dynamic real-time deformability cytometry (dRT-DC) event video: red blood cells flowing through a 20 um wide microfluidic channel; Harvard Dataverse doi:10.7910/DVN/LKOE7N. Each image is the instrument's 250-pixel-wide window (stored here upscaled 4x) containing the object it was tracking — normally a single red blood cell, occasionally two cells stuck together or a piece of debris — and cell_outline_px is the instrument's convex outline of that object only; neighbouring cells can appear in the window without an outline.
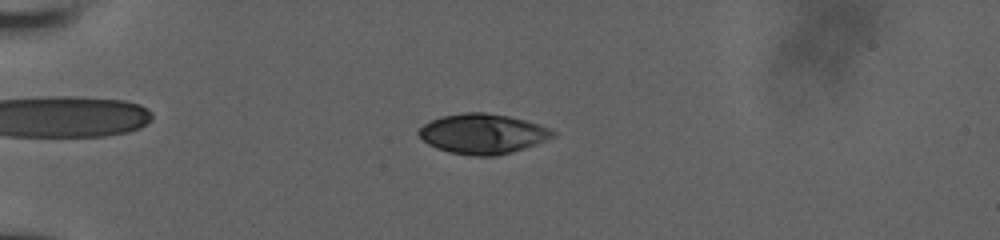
{"species": "human", "species_latin": "Homo sapiens", "temperature_condition": "room temperature", "stored_images_in_passage": 61, "camera_frame_rate_fps": 3000, "um_per_image_px": 0.085, "donor": {"sex": "male"}, "frame": {"image": 1, "passage_image": 22, "time_ms": 5.667, "image_size_px": [1000, 240], "cell_outline_px": [[556, 136], [536, 144], [512, 152], [496, 156], [468, 156], [448, 152], [436, 148], [428, 144], [416, 132], [424, 124], [440, 116], [464, 112], [484, 112], [508, 116], [528, 120], [540, 124], [556, 132]], "centroid_in_image_um": [41.03, 11.37], "position_along_channel_um": 44.0, "area_um2": 31.5}}
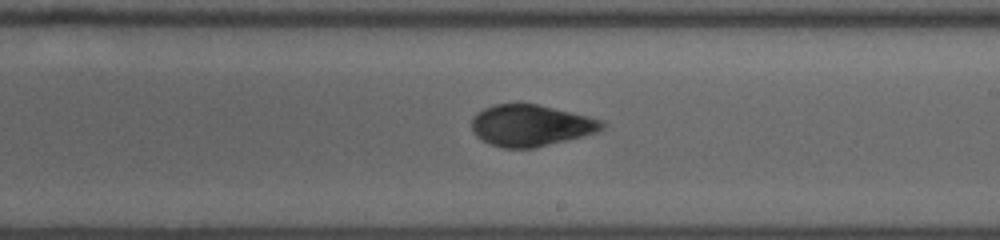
{"frame": {"image": 2, "passage_image": 38, "time_ms": 12.0, "image_size_px": [1000, 240], "cell_outline_px": [[604, 128], [596, 132], [536, 148], [504, 148], [492, 144], [476, 136], [472, 132], [472, 116], [476, 112], [484, 108], [496, 104], [536, 104], [604, 120]], "centroid_in_image_um": [45.09, 10.66], "position_along_channel_um": 243.9, "area_um2": 31.21}}
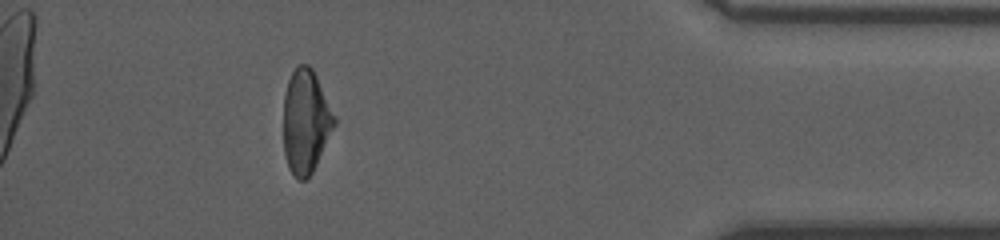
{"frame": {"image": 3, "passage_image": 59, "time_ms": 17.333, "image_size_px": [1000, 240], "cell_outline_px": [[336, 124], [312, 172], [304, 180], [296, 180], [288, 168], [284, 152], [284, 92], [288, 80], [292, 72], [300, 64], [308, 64], [312, 68], [336, 116]], "centroid_in_image_um": [25.98, 10.33], "position_along_channel_um": 409.2, "area_um2": 30.75}, "authors_computed_cell_mechanics": {"area_um2": 31.3854, "velocity_mm_per_s": 3.8504, "shape_relaxation_time_tau1_ms": null, "shape_relaxation_time_tau2_ms": 1.9548, "deformation_change_tau1": null, "deformation_change_tau2": 0.0538}}